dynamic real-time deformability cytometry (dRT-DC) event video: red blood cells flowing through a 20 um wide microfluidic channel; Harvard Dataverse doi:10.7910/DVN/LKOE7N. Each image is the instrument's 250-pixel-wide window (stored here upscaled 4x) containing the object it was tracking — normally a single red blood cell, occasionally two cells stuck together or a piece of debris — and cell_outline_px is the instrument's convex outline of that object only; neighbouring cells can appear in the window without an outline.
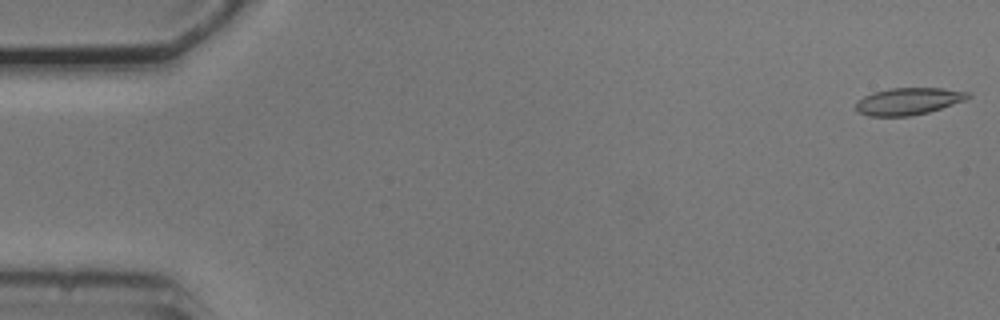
{"species": "common noctule bat (a hibernating species)", "species_latin": "Nyctalus noctula", "temperature_condition": "cold", "stored_images_in_passage": 15, "camera_frame_rate_fps": 3000, "um_per_image_px": 0.085, "animal": {"sex": "male", "body_mass_g": 20.5, "forearm_length_mm": 52.5}, "frame": {"image": 1, "passage_image": 1, "time_ms": 0.0, "image_size_px": [1000, 320], "cell_outline_px": [[972, 96], [964, 100], [928, 112], [912, 116], [868, 116], [856, 112], [856, 100], [872, 92], [888, 88], [944, 88], [972, 92]], "centroid_in_image_um": [77.19, 8.6], "position_along_channel_um": 7.8, "area_um2": 17.86}}
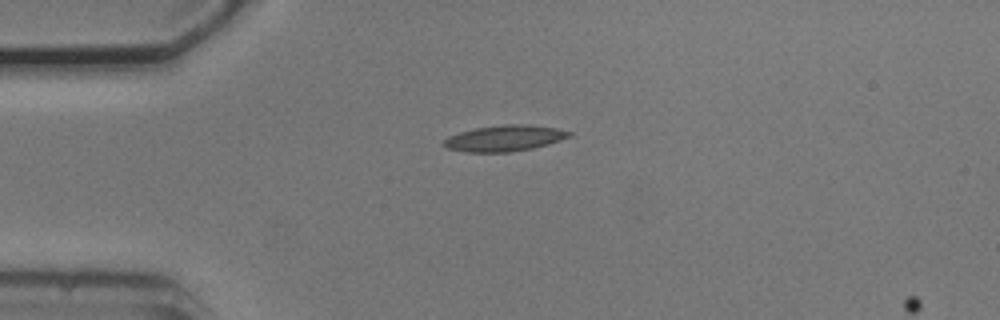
{"frame": {"image": 2, "passage_image": 13, "time_ms": 4.0, "image_size_px": [1000, 320], "cell_outline_px": [[572, 136], [548, 144], [532, 148], [512, 152], [468, 152], [448, 148], [440, 144], [448, 136], [460, 132], [476, 128], [504, 124], [528, 124], [556, 128], [572, 132]], "centroid_in_image_um": [42.89, 11.75], "position_along_channel_um": 42.1, "area_um2": 19.02}}